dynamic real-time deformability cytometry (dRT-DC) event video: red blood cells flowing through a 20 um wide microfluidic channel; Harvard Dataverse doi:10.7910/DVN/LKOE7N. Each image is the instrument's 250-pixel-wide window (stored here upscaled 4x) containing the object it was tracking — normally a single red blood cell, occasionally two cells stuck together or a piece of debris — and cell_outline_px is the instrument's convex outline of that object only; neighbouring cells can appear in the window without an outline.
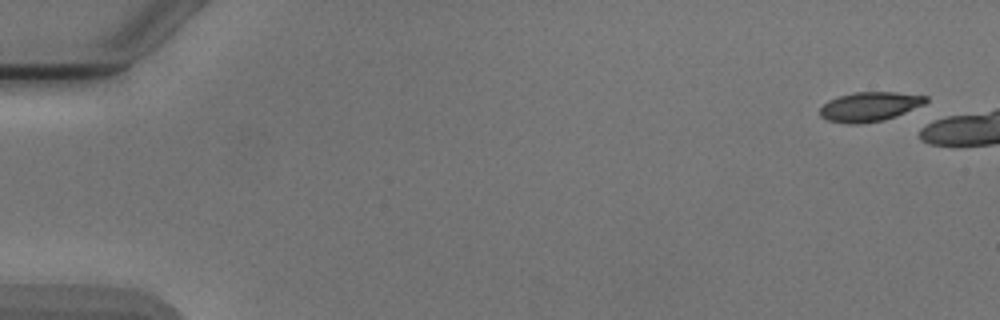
{"species": "Egyptian fruit bat (a non-hibernating species)", "species_latin": "Rousettus aegyptiacus", "temperature_condition": "cold", "stored_images_in_passage": 3, "camera_frame_rate_fps": 3000, "um_per_image_px": 0.085, "animal": {"sex": "male"}, "frame": {"image": 1, "passage_image": 1, "time_ms": 0.0, "image_size_px": [1000, 320], "cell_outline_px": [[928, 100], [924, 104], [896, 116], [884, 120], [860, 124], [848, 124], [828, 120], [820, 116], [820, 108], [828, 100], [840, 96], [856, 92], [896, 92], [928, 96]], "centroid_in_image_um": [73.92, 9.07], "position_along_channel_um": 11.1, "area_um2": 18.09}}